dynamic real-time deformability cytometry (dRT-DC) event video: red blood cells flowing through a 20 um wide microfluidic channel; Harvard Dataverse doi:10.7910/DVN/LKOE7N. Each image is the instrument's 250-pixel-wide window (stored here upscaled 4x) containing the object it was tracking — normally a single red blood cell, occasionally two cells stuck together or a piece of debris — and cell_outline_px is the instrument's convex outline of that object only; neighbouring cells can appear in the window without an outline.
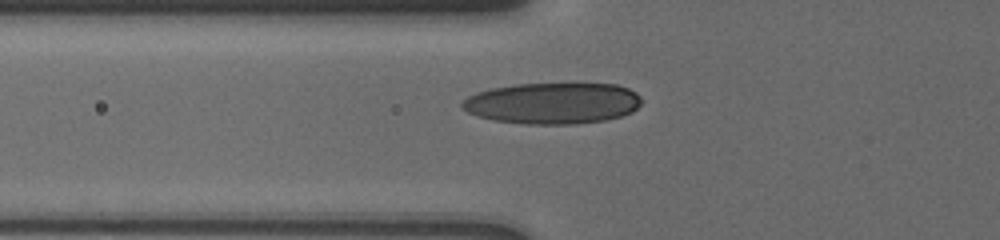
{"species": "human", "species_latin": "Homo sapiens", "temperature_condition": "cold", "stored_images_in_passage": 14, "camera_frame_rate_fps": 3000, "um_per_image_px": 0.085, "donor": {"sex": "male"}, "frame": {"image": 1, "passage_image": 14, "time_ms": 6.333, "image_size_px": [1000, 240], "cell_outline_px": [[640, 104], [632, 112], [608, 120], [576, 124], [524, 124], [492, 120], [468, 112], [460, 108], [460, 104], [468, 96], [476, 92], [492, 88], [516, 84], [616, 84], [628, 88], [636, 92], [640, 96]], "centroid_in_image_um": [46.97, 8.78], "position_along_channel_um": 78.8, "area_um2": 43.23}}